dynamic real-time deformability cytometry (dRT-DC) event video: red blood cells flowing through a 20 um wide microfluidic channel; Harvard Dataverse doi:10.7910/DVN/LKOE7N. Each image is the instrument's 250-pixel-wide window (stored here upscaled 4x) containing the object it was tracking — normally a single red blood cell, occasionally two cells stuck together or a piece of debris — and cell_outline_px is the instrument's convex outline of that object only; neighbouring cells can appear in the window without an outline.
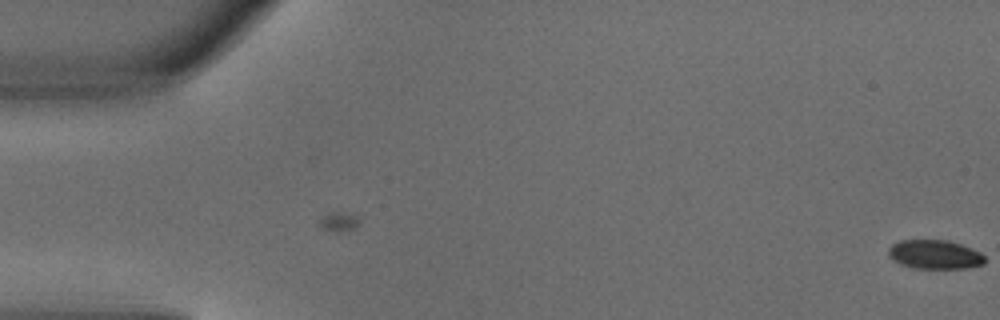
{"species": "common noctule bat (a hibernating species)", "species_latin": "Nyctalus noctula", "temperature_condition": "warm", "stored_images_in_passage": 3, "camera_frame_rate_fps": 3000, "um_per_image_px": 0.085, "animal": {"sex": "male", "body_mass_g": 18.8}, "frame": {"image": 1, "passage_image": 3, "time_ms": 0.667, "image_size_px": [1000, 320], "cell_outline_px": [[984, 264], [968, 268], [912, 268], [900, 264], [892, 260], [888, 256], [888, 248], [892, 244], [900, 240], [948, 240], [960, 244], [980, 252], [984, 256]], "centroid_in_image_um": [79.42, 21.63], "position_along_channel_um": 5.6, "area_um2": 16.36}}